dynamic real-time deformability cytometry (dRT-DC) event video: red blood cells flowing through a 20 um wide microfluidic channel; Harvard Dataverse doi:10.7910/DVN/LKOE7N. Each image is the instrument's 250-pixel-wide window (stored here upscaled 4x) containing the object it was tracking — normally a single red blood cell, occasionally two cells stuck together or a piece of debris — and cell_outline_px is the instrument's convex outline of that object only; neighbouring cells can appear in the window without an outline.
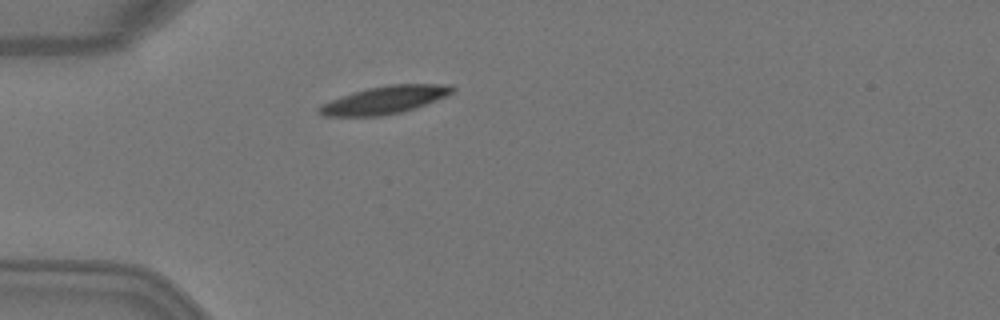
{"species": "Egyptian fruit bat (a non-hibernating species)", "species_latin": "Rousettus aegyptiacus", "temperature_condition": "warm", "stored_images_in_passage": 3, "camera_frame_rate_fps": 3000, "um_per_image_px": 0.085, "animal": {"sex": "female"}, "frame": {"image": 1, "passage_image": 3, "time_ms": 0.667, "image_size_px": [1000, 320], "cell_outline_px": [[456, 88], [452, 92], [436, 100], [400, 112], [380, 116], [324, 116], [316, 112], [316, 108], [320, 104], [352, 92], [368, 88], [392, 84], [452, 84]], "centroid_in_image_um": [32.64, 8.49], "position_along_channel_um": 52.4, "area_um2": 21.33}}